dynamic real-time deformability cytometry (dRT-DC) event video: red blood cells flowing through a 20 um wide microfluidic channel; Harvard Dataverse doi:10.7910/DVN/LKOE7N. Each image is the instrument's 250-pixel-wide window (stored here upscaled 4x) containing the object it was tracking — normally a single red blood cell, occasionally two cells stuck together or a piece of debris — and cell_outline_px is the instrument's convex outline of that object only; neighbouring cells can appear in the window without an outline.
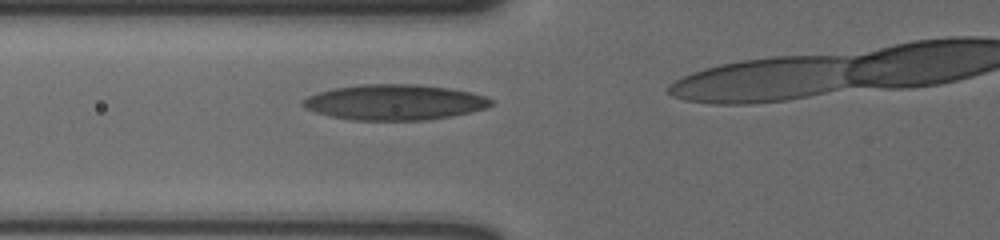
{"species": "human", "species_latin": "Homo sapiens", "temperature_condition": "cold", "stored_images_in_passage": 12, "camera_frame_rate_fps": 3000, "um_per_image_px": 0.085, "donor": {"sex": "male"}, "frame": {"image": 1, "passage_image": 6, "time_ms": 1.667, "image_size_px": [1000, 240], "cell_outline_px": [[492, 104], [488, 108], [452, 116], [424, 120], [356, 120], [332, 116], [316, 112], [304, 108], [300, 104], [300, 100], [308, 96], [332, 88], [364, 84], [416, 84], [448, 88], [472, 92], [484, 96], [492, 100]], "centroid_in_image_um": [33.53, 8.69], "position_along_channel_um": 92.3, "area_um2": 38.9}}
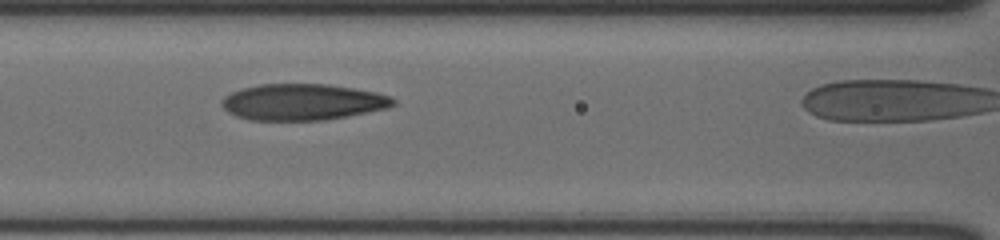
{"frame": {"image": 2, "passage_image": 9, "time_ms": 2.667, "image_size_px": [1000, 240], "cell_outline_px": [[396, 104], [384, 108], [324, 120], [248, 120], [236, 116], [228, 112], [220, 104], [220, 100], [224, 96], [232, 92], [244, 88], [260, 84], [328, 84], [376, 92], [388, 96], [396, 100]], "centroid_in_image_um": [25.66, 8.67], "position_along_channel_um": 140.9, "area_um2": 35.95}}
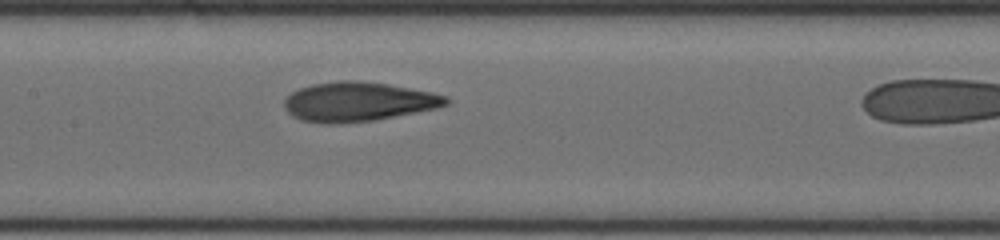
{"frame": {"image": 3, "passage_image": 11, "time_ms": 3.333, "image_size_px": [1000, 240], "cell_outline_px": [[452, 100], [448, 104], [436, 108], [372, 120], [340, 124], [324, 124], [300, 120], [292, 116], [284, 108], [284, 100], [292, 92], [300, 88], [312, 84], [340, 80], [356, 80], [388, 84], [432, 92], [444, 96]], "centroid_in_image_um": [30.41, 8.65], "position_along_channel_um": 177.0, "area_um2": 37.05}}